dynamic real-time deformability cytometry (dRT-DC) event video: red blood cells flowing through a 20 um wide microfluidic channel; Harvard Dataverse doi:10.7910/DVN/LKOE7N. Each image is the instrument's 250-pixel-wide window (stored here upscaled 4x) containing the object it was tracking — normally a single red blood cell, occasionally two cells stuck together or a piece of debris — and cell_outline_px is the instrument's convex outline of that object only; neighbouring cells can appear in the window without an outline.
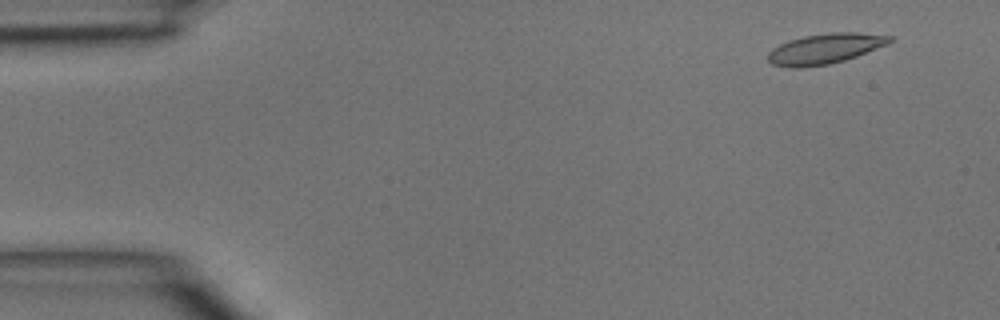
{"species": "common noctule bat (a hibernating species)", "species_latin": "Nyctalus noctula", "temperature_condition": "room temperature", "stored_images_in_passage": 47, "camera_frame_rate_fps": 3000, "um_per_image_px": 0.085, "animal": {"sex": "male", "body_mass_g": 15.6}, "frame": {"image": 1, "passage_image": 4, "time_ms": 1.0, "image_size_px": [1000, 320], "cell_outline_px": [[892, 40], [888, 44], [856, 56], [844, 60], [828, 64], [800, 68], [792, 68], [772, 64], [768, 60], [768, 52], [772, 48], [788, 40], [804, 36], [832, 32], [860, 32], [892, 36]], "centroid_in_image_um": [70.11, 4.13], "position_along_channel_um": 14.9, "area_um2": 21.44}}
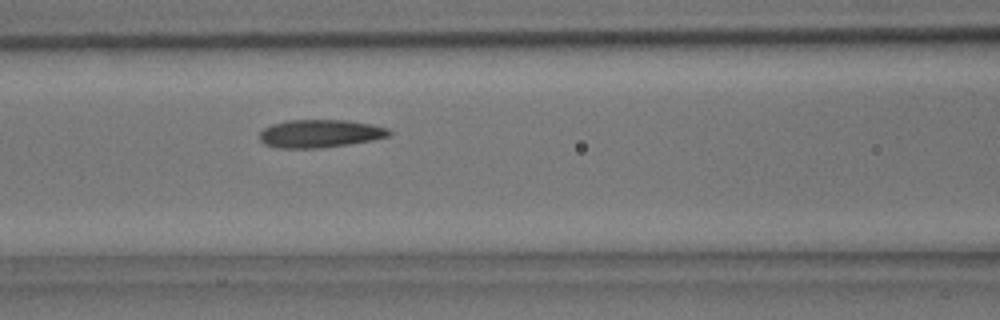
{"frame": {"image": 2, "passage_image": 20, "time_ms": 6.333, "image_size_px": [1000, 320], "cell_outline_px": [[392, 132], [388, 136], [372, 140], [348, 144], [320, 148], [276, 148], [264, 144], [260, 140], [260, 132], [264, 128], [272, 124], [288, 120], [348, 120], [372, 124], [388, 128]], "centroid_in_image_um": [27.19, 11.35], "position_along_channel_um": 139.4, "area_um2": 21.15}}
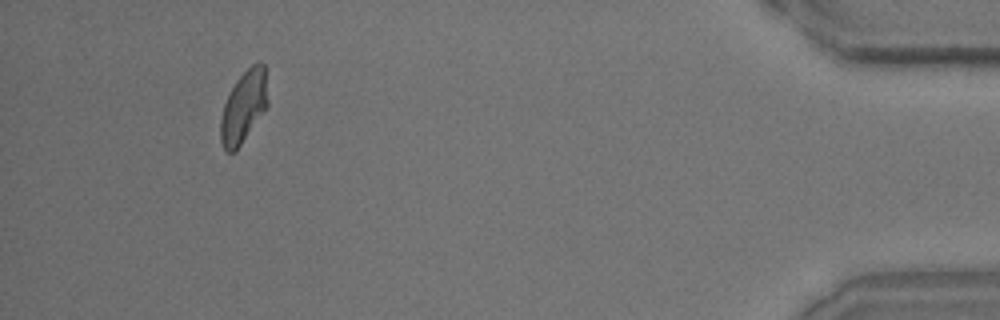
{"frame": {"image": 3, "passage_image": 44, "time_ms": 14.333, "image_size_px": [1000, 320], "cell_outline_px": [[268, 108], [240, 144], [232, 152], [228, 152], [224, 148], [220, 140], [220, 120], [224, 104], [236, 80], [256, 60], [264, 64], [268, 100]], "centroid_in_image_um": [20.73, 9.05], "position_along_channel_um": 414.5, "area_um2": 19.65}}